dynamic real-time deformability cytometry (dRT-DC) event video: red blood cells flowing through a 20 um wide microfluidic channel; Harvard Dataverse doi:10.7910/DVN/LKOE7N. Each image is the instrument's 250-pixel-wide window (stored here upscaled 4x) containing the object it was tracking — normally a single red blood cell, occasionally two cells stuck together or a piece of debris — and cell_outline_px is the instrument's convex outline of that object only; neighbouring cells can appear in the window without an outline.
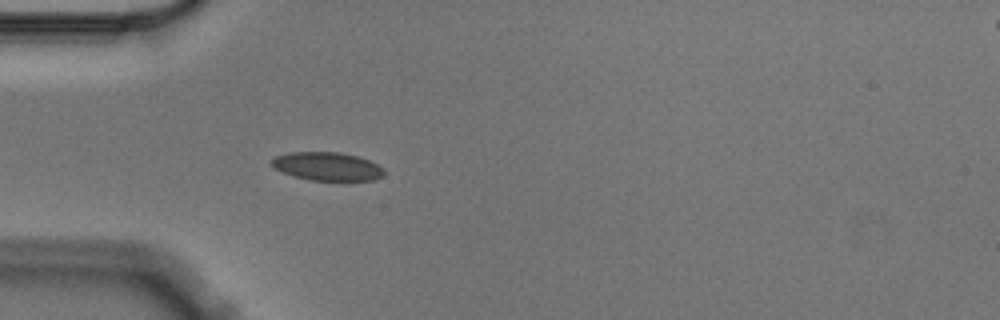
{"species": "Egyptian fruit bat (a non-hibernating species)", "species_latin": "Rousettus aegyptiacus", "temperature_condition": "cold", "stored_images_in_passage": 4, "camera_frame_rate_fps": 3000, "um_per_image_px": 0.085, "animal": {"sex": "male"}, "frame": {"image": 1, "passage_image": 4, "time_ms": 1.0, "image_size_px": [1000, 320], "cell_outline_px": [[384, 176], [372, 180], [308, 180], [292, 176], [276, 168], [268, 160], [276, 156], [288, 152], [336, 152], [356, 156], [368, 160], [384, 168]], "centroid_in_image_um": [27.79, 14.14], "position_along_channel_um": 57.2, "area_um2": 18.5}}